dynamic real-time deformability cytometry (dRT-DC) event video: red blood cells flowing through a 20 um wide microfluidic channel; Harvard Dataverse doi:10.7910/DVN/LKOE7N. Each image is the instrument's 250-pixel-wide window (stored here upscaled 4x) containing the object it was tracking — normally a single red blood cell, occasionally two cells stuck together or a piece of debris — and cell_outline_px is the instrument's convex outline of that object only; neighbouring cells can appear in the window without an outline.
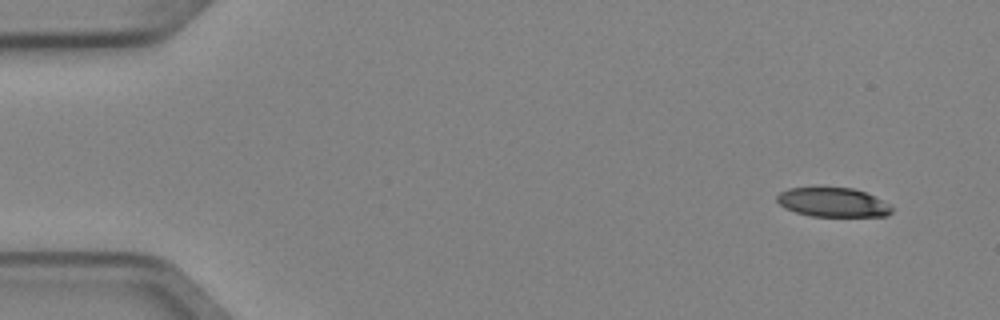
{"species": "Egyptian fruit bat (a non-hibernating species)", "species_latin": "Rousettus aegyptiacus", "temperature_condition": "cold", "stored_images_in_passage": 3, "camera_frame_rate_fps": 3000, "um_per_image_px": 0.085, "animal": {"sex": "female"}, "frame": {"image": 1, "passage_image": 1, "time_ms": 0.0, "image_size_px": [1000, 320], "cell_outline_px": [[892, 212], [888, 216], [812, 216], [796, 212], [784, 208], [776, 200], [776, 196], [780, 192], [788, 188], [852, 188], [864, 192], [880, 200], [892, 208]], "centroid_in_image_um": [70.74, 17.2], "position_along_channel_um": 14.3, "area_um2": 19.19}}
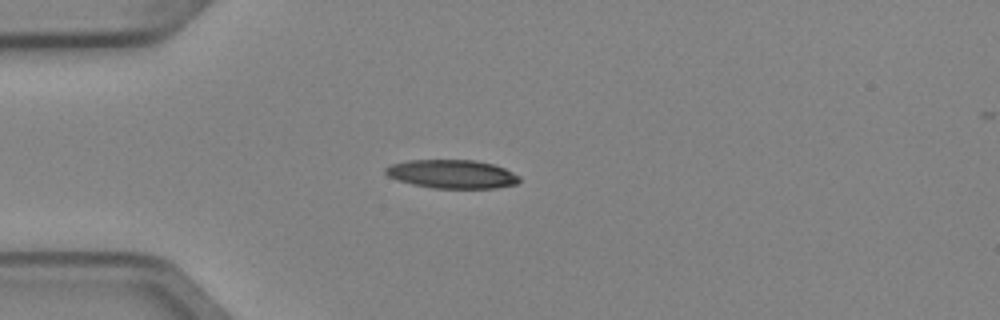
{"frame": {"image": 2, "passage_image": 3, "time_ms": 0.667, "image_size_px": [1000, 320], "cell_outline_px": [[520, 180], [516, 184], [496, 188], [432, 188], [412, 184], [396, 180], [388, 176], [384, 172], [384, 168], [392, 164], [408, 160], [476, 160], [492, 164], [504, 168], [520, 176]], "centroid_in_image_um": [38.4, 14.8], "position_along_channel_um": 46.6, "area_um2": 22.37}}